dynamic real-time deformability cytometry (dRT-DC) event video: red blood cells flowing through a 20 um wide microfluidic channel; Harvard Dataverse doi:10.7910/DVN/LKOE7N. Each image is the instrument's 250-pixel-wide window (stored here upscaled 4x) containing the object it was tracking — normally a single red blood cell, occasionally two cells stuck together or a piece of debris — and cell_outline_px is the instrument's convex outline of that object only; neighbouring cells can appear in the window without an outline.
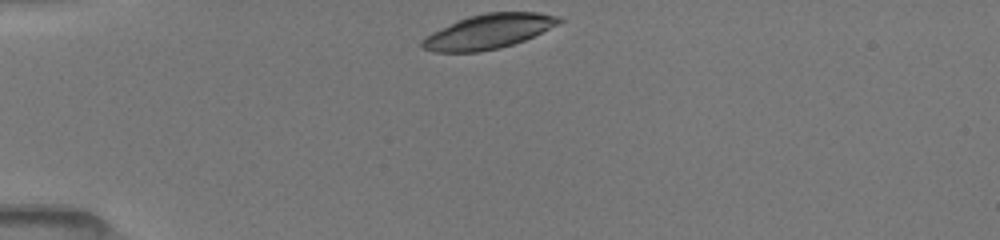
{"species": "common noctule bat (a hibernating species)", "species_latin": "Nyctalus noctula", "temperature_condition": "room temperature", "stored_images_in_passage": 39, "camera_frame_rate_fps": 3000, "um_per_image_px": 0.085, "animal": {"sex": "female", "body_mass_g": 19.5, "forearm_length_mm": 54.1}, "frame": {"image": 1, "passage_image": 1, "time_ms": 0.0, "image_size_px": [1000, 240], "cell_outline_px": [[564, 20], [524, 40], [500, 48], [476, 52], [432, 52], [420, 48], [420, 40], [424, 36], [456, 20], [468, 16], [484, 12], [540, 12], [560, 16]], "centroid_in_image_um": [41.44, 2.67], "position_along_channel_um": 43.6, "area_um2": 27.69}}
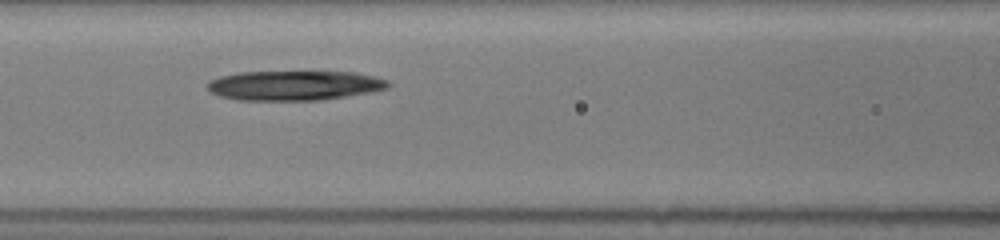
{"frame": {"image": 2, "passage_image": 11, "time_ms": 3.333, "image_size_px": [1000, 240], "cell_outline_px": [[392, 84], [388, 88], [372, 92], [324, 100], [236, 100], [220, 96], [212, 92], [208, 88], [208, 80], [220, 76], [240, 72], [356, 72], [388, 80]], "centroid_in_image_um": [25.05, 7.27], "position_along_channel_um": 141.5, "area_um2": 31.39}}
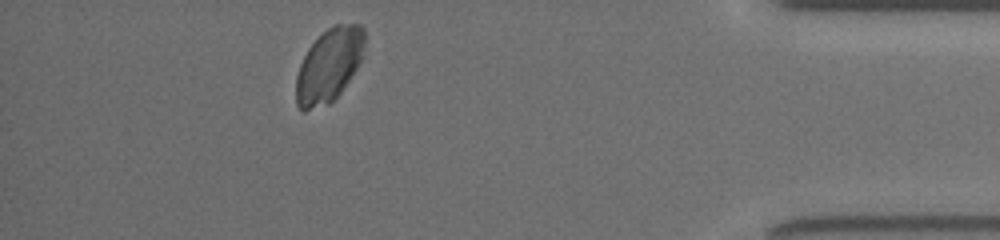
{"frame": {"image": 3, "passage_image": 34, "time_ms": 11.0, "image_size_px": [1000, 240], "cell_outline_px": [[364, 44], [360, 60], [356, 68], [340, 92], [328, 104], [304, 112], [296, 104], [296, 76], [300, 64], [308, 48], [328, 28], [336, 24], [360, 24], [364, 28]], "centroid_in_image_um": [27.94, 5.56], "position_along_channel_um": 407.3, "area_um2": 28.9}}